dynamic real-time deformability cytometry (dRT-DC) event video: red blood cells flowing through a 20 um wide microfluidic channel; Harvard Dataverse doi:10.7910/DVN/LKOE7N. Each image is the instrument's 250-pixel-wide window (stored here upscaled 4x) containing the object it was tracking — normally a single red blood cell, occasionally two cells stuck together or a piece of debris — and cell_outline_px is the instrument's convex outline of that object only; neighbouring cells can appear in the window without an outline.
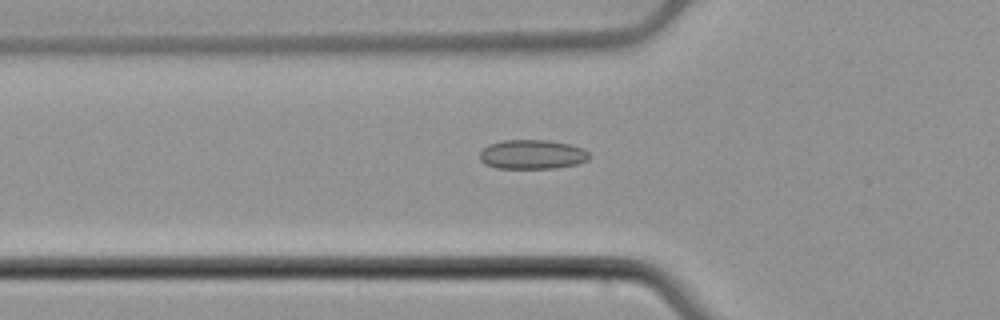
{"species": "common noctule bat (a hibernating species)", "species_latin": "Nyctalus noctula", "temperature_condition": "cold", "stored_images_in_passage": 53, "camera_frame_rate_fps": 3000, "um_per_image_px": 0.085, "animal": {"sex": "male", "body_mass_g": 21.5, "forearm_length_mm": 52.0}, "frame": {"image": 1, "passage_image": 19, "time_ms": 6.0, "image_size_px": [1000, 320], "cell_outline_px": [[588, 160], [576, 164], [556, 168], [496, 168], [484, 164], [480, 160], [480, 152], [488, 144], [504, 140], [548, 140], [572, 144], [584, 148], [588, 152]], "centroid_in_image_um": [45.23, 13.12], "position_along_channel_um": 80.6, "area_um2": 18.84}}
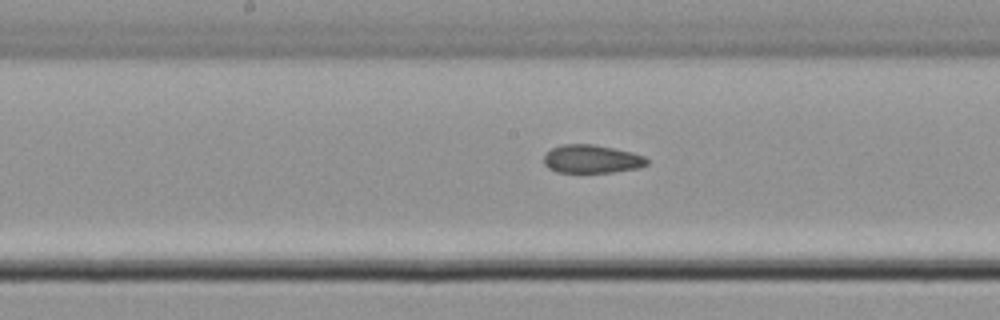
{"frame": {"image": 2, "passage_image": 28, "time_ms": 9.0, "image_size_px": [1000, 320], "cell_outline_px": [[648, 164], [636, 168], [612, 172], [556, 172], [548, 168], [544, 164], [544, 156], [552, 148], [560, 144], [592, 144], [632, 152], [644, 156], [648, 160]], "centroid_in_image_um": [50.27, 13.51], "position_along_channel_um": 197.9, "area_um2": 16.88}}
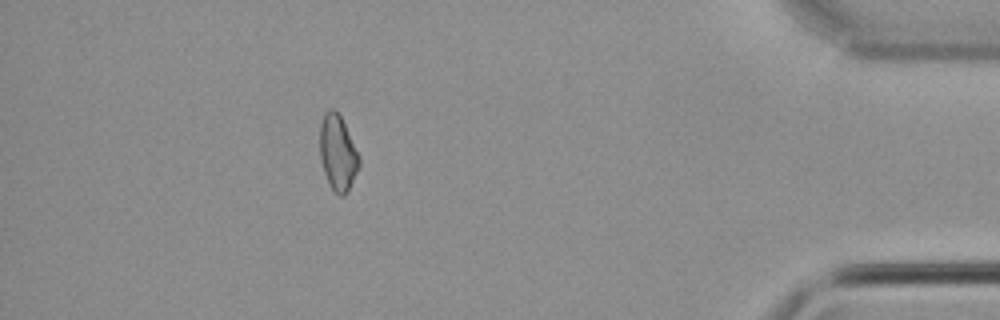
{"frame": {"image": 3, "passage_image": 48, "time_ms": 15.667, "image_size_px": [1000, 320], "cell_outline_px": [[360, 164], [344, 196], [340, 196], [332, 188], [324, 172], [320, 160], [320, 124], [324, 112], [328, 108], [332, 108], [340, 116], [360, 156]], "centroid_in_image_um": [28.69, 12.95], "position_along_channel_um": 406.5, "area_um2": 16.94}, "authors_computed_cell_mechanics": {"area_um2": 17.8024, "velocity_mm_per_s": 3.9052, "shape_relaxation_time_tau1_ms": null, "shape_relaxation_time_tau2_ms": 2.99, "deformation_change_tau1": null, "deformation_change_tau2": 0.0785}}